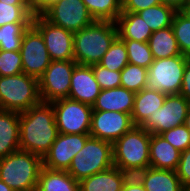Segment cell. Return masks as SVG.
Masks as SVG:
<instances>
[{
	"instance_id": "cell-1",
	"label": "cell",
	"mask_w": 190,
	"mask_h": 191,
	"mask_svg": "<svg viewBox=\"0 0 190 191\" xmlns=\"http://www.w3.org/2000/svg\"><path fill=\"white\" fill-rule=\"evenodd\" d=\"M20 150L43 157L49 152L59 132L52 104L40 102L19 113Z\"/></svg>"
},
{
	"instance_id": "cell-2",
	"label": "cell",
	"mask_w": 190,
	"mask_h": 191,
	"mask_svg": "<svg viewBox=\"0 0 190 191\" xmlns=\"http://www.w3.org/2000/svg\"><path fill=\"white\" fill-rule=\"evenodd\" d=\"M117 37L115 22L95 20L74 32V61L80 65L98 64Z\"/></svg>"
},
{
	"instance_id": "cell-3",
	"label": "cell",
	"mask_w": 190,
	"mask_h": 191,
	"mask_svg": "<svg viewBox=\"0 0 190 191\" xmlns=\"http://www.w3.org/2000/svg\"><path fill=\"white\" fill-rule=\"evenodd\" d=\"M151 134L141 126H133L113 143V163L129 175L150 167Z\"/></svg>"
},
{
	"instance_id": "cell-4",
	"label": "cell",
	"mask_w": 190,
	"mask_h": 191,
	"mask_svg": "<svg viewBox=\"0 0 190 191\" xmlns=\"http://www.w3.org/2000/svg\"><path fill=\"white\" fill-rule=\"evenodd\" d=\"M42 167L40 156L19 149L0 158V179L13 191H36Z\"/></svg>"
},
{
	"instance_id": "cell-5",
	"label": "cell",
	"mask_w": 190,
	"mask_h": 191,
	"mask_svg": "<svg viewBox=\"0 0 190 191\" xmlns=\"http://www.w3.org/2000/svg\"><path fill=\"white\" fill-rule=\"evenodd\" d=\"M40 102L37 78L24 73L0 76V109L21 113Z\"/></svg>"
},
{
	"instance_id": "cell-6",
	"label": "cell",
	"mask_w": 190,
	"mask_h": 191,
	"mask_svg": "<svg viewBox=\"0 0 190 191\" xmlns=\"http://www.w3.org/2000/svg\"><path fill=\"white\" fill-rule=\"evenodd\" d=\"M113 166V144L90 136L73 158L67 172L80 182Z\"/></svg>"
},
{
	"instance_id": "cell-7",
	"label": "cell",
	"mask_w": 190,
	"mask_h": 191,
	"mask_svg": "<svg viewBox=\"0 0 190 191\" xmlns=\"http://www.w3.org/2000/svg\"><path fill=\"white\" fill-rule=\"evenodd\" d=\"M188 56L154 59L148 68L146 88L166 95H176L181 91L183 74Z\"/></svg>"
},
{
	"instance_id": "cell-8",
	"label": "cell",
	"mask_w": 190,
	"mask_h": 191,
	"mask_svg": "<svg viewBox=\"0 0 190 191\" xmlns=\"http://www.w3.org/2000/svg\"><path fill=\"white\" fill-rule=\"evenodd\" d=\"M54 109L56 126L62 134H89L92 106L61 98L50 102Z\"/></svg>"
},
{
	"instance_id": "cell-9",
	"label": "cell",
	"mask_w": 190,
	"mask_h": 191,
	"mask_svg": "<svg viewBox=\"0 0 190 191\" xmlns=\"http://www.w3.org/2000/svg\"><path fill=\"white\" fill-rule=\"evenodd\" d=\"M77 63L74 60L51 61L38 79L41 102H52L68 98L71 77Z\"/></svg>"
},
{
	"instance_id": "cell-10",
	"label": "cell",
	"mask_w": 190,
	"mask_h": 191,
	"mask_svg": "<svg viewBox=\"0 0 190 191\" xmlns=\"http://www.w3.org/2000/svg\"><path fill=\"white\" fill-rule=\"evenodd\" d=\"M19 52L23 73L37 79L52 61L41 33L32 24L24 31Z\"/></svg>"
},
{
	"instance_id": "cell-11",
	"label": "cell",
	"mask_w": 190,
	"mask_h": 191,
	"mask_svg": "<svg viewBox=\"0 0 190 191\" xmlns=\"http://www.w3.org/2000/svg\"><path fill=\"white\" fill-rule=\"evenodd\" d=\"M189 109L190 101L184 96L180 94L166 95L163 106L150 115L141 127L150 134H161L166 130L184 124Z\"/></svg>"
},
{
	"instance_id": "cell-12",
	"label": "cell",
	"mask_w": 190,
	"mask_h": 191,
	"mask_svg": "<svg viewBox=\"0 0 190 191\" xmlns=\"http://www.w3.org/2000/svg\"><path fill=\"white\" fill-rule=\"evenodd\" d=\"M32 25L41 33L52 61L74 60V32L52 24L42 15L33 16Z\"/></svg>"
},
{
	"instance_id": "cell-13",
	"label": "cell",
	"mask_w": 190,
	"mask_h": 191,
	"mask_svg": "<svg viewBox=\"0 0 190 191\" xmlns=\"http://www.w3.org/2000/svg\"><path fill=\"white\" fill-rule=\"evenodd\" d=\"M42 16L52 24L72 32L80 31L95 21L82 0H59Z\"/></svg>"
},
{
	"instance_id": "cell-14",
	"label": "cell",
	"mask_w": 190,
	"mask_h": 191,
	"mask_svg": "<svg viewBox=\"0 0 190 191\" xmlns=\"http://www.w3.org/2000/svg\"><path fill=\"white\" fill-rule=\"evenodd\" d=\"M134 126L131 115L116 111H92L90 136L114 143Z\"/></svg>"
},
{
	"instance_id": "cell-15",
	"label": "cell",
	"mask_w": 190,
	"mask_h": 191,
	"mask_svg": "<svg viewBox=\"0 0 190 191\" xmlns=\"http://www.w3.org/2000/svg\"><path fill=\"white\" fill-rule=\"evenodd\" d=\"M89 137L90 134L59 133L49 152L43 157V166L52 170L67 171Z\"/></svg>"
},
{
	"instance_id": "cell-16",
	"label": "cell",
	"mask_w": 190,
	"mask_h": 191,
	"mask_svg": "<svg viewBox=\"0 0 190 191\" xmlns=\"http://www.w3.org/2000/svg\"><path fill=\"white\" fill-rule=\"evenodd\" d=\"M100 92L92 66L77 64L71 77L68 98L92 106Z\"/></svg>"
},
{
	"instance_id": "cell-17",
	"label": "cell",
	"mask_w": 190,
	"mask_h": 191,
	"mask_svg": "<svg viewBox=\"0 0 190 191\" xmlns=\"http://www.w3.org/2000/svg\"><path fill=\"white\" fill-rule=\"evenodd\" d=\"M135 93L124 87L101 90L93 111H116L132 114Z\"/></svg>"
},
{
	"instance_id": "cell-18",
	"label": "cell",
	"mask_w": 190,
	"mask_h": 191,
	"mask_svg": "<svg viewBox=\"0 0 190 191\" xmlns=\"http://www.w3.org/2000/svg\"><path fill=\"white\" fill-rule=\"evenodd\" d=\"M145 191H183L177 172L149 167L135 174Z\"/></svg>"
},
{
	"instance_id": "cell-19",
	"label": "cell",
	"mask_w": 190,
	"mask_h": 191,
	"mask_svg": "<svg viewBox=\"0 0 190 191\" xmlns=\"http://www.w3.org/2000/svg\"><path fill=\"white\" fill-rule=\"evenodd\" d=\"M181 152L173 147L160 134H151L150 167L166 170H177Z\"/></svg>"
},
{
	"instance_id": "cell-20",
	"label": "cell",
	"mask_w": 190,
	"mask_h": 191,
	"mask_svg": "<svg viewBox=\"0 0 190 191\" xmlns=\"http://www.w3.org/2000/svg\"><path fill=\"white\" fill-rule=\"evenodd\" d=\"M20 149L19 113L0 109V158Z\"/></svg>"
},
{
	"instance_id": "cell-21",
	"label": "cell",
	"mask_w": 190,
	"mask_h": 191,
	"mask_svg": "<svg viewBox=\"0 0 190 191\" xmlns=\"http://www.w3.org/2000/svg\"><path fill=\"white\" fill-rule=\"evenodd\" d=\"M129 174L118 167L93 174L79 182L80 191H121Z\"/></svg>"
},
{
	"instance_id": "cell-22",
	"label": "cell",
	"mask_w": 190,
	"mask_h": 191,
	"mask_svg": "<svg viewBox=\"0 0 190 191\" xmlns=\"http://www.w3.org/2000/svg\"><path fill=\"white\" fill-rule=\"evenodd\" d=\"M165 99L166 94L147 88L135 93L131 114L134 126H141L150 115L154 114L158 108L163 106Z\"/></svg>"
},
{
	"instance_id": "cell-23",
	"label": "cell",
	"mask_w": 190,
	"mask_h": 191,
	"mask_svg": "<svg viewBox=\"0 0 190 191\" xmlns=\"http://www.w3.org/2000/svg\"><path fill=\"white\" fill-rule=\"evenodd\" d=\"M115 24L120 39L148 42L153 33L138 13L122 12Z\"/></svg>"
},
{
	"instance_id": "cell-24",
	"label": "cell",
	"mask_w": 190,
	"mask_h": 191,
	"mask_svg": "<svg viewBox=\"0 0 190 191\" xmlns=\"http://www.w3.org/2000/svg\"><path fill=\"white\" fill-rule=\"evenodd\" d=\"M36 191H80L79 182L65 170L42 167Z\"/></svg>"
},
{
	"instance_id": "cell-25",
	"label": "cell",
	"mask_w": 190,
	"mask_h": 191,
	"mask_svg": "<svg viewBox=\"0 0 190 191\" xmlns=\"http://www.w3.org/2000/svg\"><path fill=\"white\" fill-rule=\"evenodd\" d=\"M154 59L181 55L178 42L171 26L152 33L148 41Z\"/></svg>"
},
{
	"instance_id": "cell-26",
	"label": "cell",
	"mask_w": 190,
	"mask_h": 191,
	"mask_svg": "<svg viewBox=\"0 0 190 191\" xmlns=\"http://www.w3.org/2000/svg\"><path fill=\"white\" fill-rule=\"evenodd\" d=\"M176 12L174 8L161 3L139 11L138 14L151 28L152 32H155L171 26Z\"/></svg>"
},
{
	"instance_id": "cell-27",
	"label": "cell",
	"mask_w": 190,
	"mask_h": 191,
	"mask_svg": "<svg viewBox=\"0 0 190 191\" xmlns=\"http://www.w3.org/2000/svg\"><path fill=\"white\" fill-rule=\"evenodd\" d=\"M94 20L113 21L122 13V0H82Z\"/></svg>"
},
{
	"instance_id": "cell-28",
	"label": "cell",
	"mask_w": 190,
	"mask_h": 191,
	"mask_svg": "<svg viewBox=\"0 0 190 191\" xmlns=\"http://www.w3.org/2000/svg\"><path fill=\"white\" fill-rule=\"evenodd\" d=\"M32 23H8L0 26V50L19 51L24 31Z\"/></svg>"
},
{
	"instance_id": "cell-29",
	"label": "cell",
	"mask_w": 190,
	"mask_h": 191,
	"mask_svg": "<svg viewBox=\"0 0 190 191\" xmlns=\"http://www.w3.org/2000/svg\"><path fill=\"white\" fill-rule=\"evenodd\" d=\"M148 69L128 63L120 71L121 87L134 93L146 88Z\"/></svg>"
},
{
	"instance_id": "cell-30",
	"label": "cell",
	"mask_w": 190,
	"mask_h": 191,
	"mask_svg": "<svg viewBox=\"0 0 190 191\" xmlns=\"http://www.w3.org/2000/svg\"><path fill=\"white\" fill-rule=\"evenodd\" d=\"M128 63L125 43L117 37L98 64L109 70L121 71Z\"/></svg>"
},
{
	"instance_id": "cell-31",
	"label": "cell",
	"mask_w": 190,
	"mask_h": 191,
	"mask_svg": "<svg viewBox=\"0 0 190 191\" xmlns=\"http://www.w3.org/2000/svg\"><path fill=\"white\" fill-rule=\"evenodd\" d=\"M31 5H11L0 1V26L8 23H32Z\"/></svg>"
},
{
	"instance_id": "cell-32",
	"label": "cell",
	"mask_w": 190,
	"mask_h": 191,
	"mask_svg": "<svg viewBox=\"0 0 190 191\" xmlns=\"http://www.w3.org/2000/svg\"><path fill=\"white\" fill-rule=\"evenodd\" d=\"M121 40L125 43L129 63L148 69L154 61L148 42Z\"/></svg>"
},
{
	"instance_id": "cell-33",
	"label": "cell",
	"mask_w": 190,
	"mask_h": 191,
	"mask_svg": "<svg viewBox=\"0 0 190 191\" xmlns=\"http://www.w3.org/2000/svg\"><path fill=\"white\" fill-rule=\"evenodd\" d=\"M171 27L181 54L190 57V20L180 11H177Z\"/></svg>"
},
{
	"instance_id": "cell-34",
	"label": "cell",
	"mask_w": 190,
	"mask_h": 191,
	"mask_svg": "<svg viewBox=\"0 0 190 191\" xmlns=\"http://www.w3.org/2000/svg\"><path fill=\"white\" fill-rule=\"evenodd\" d=\"M23 73L19 51L0 50V76H13Z\"/></svg>"
},
{
	"instance_id": "cell-35",
	"label": "cell",
	"mask_w": 190,
	"mask_h": 191,
	"mask_svg": "<svg viewBox=\"0 0 190 191\" xmlns=\"http://www.w3.org/2000/svg\"><path fill=\"white\" fill-rule=\"evenodd\" d=\"M160 135L180 152L190 147V131L184 124L166 130Z\"/></svg>"
},
{
	"instance_id": "cell-36",
	"label": "cell",
	"mask_w": 190,
	"mask_h": 191,
	"mask_svg": "<svg viewBox=\"0 0 190 191\" xmlns=\"http://www.w3.org/2000/svg\"><path fill=\"white\" fill-rule=\"evenodd\" d=\"M101 90L121 87L120 71H113L99 64L91 65Z\"/></svg>"
},
{
	"instance_id": "cell-37",
	"label": "cell",
	"mask_w": 190,
	"mask_h": 191,
	"mask_svg": "<svg viewBox=\"0 0 190 191\" xmlns=\"http://www.w3.org/2000/svg\"><path fill=\"white\" fill-rule=\"evenodd\" d=\"M176 172L183 188L190 187V147L181 152Z\"/></svg>"
},
{
	"instance_id": "cell-38",
	"label": "cell",
	"mask_w": 190,
	"mask_h": 191,
	"mask_svg": "<svg viewBox=\"0 0 190 191\" xmlns=\"http://www.w3.org/2000/svg\"><path fill=\"white\" fill-rule=\"evenodd\" d=\"M161 3L162 0H122V12L138 13Z\"/></svg>"
},
{
	"instance_id": "cell-39",
	"label": "cell",
	"mask_w": 190,
	"mask_h": 191,
	"mask_svg": "<svg viewBox=\"0 0 190 191\" xmlns=\"http://www.w3.org/2000/svg\"><path fill=\"white\" fill-rule=\"evenodd\" d=\"M59 0H30L33 16L42 15L48 8Z\"/></svg>"
},
{
	"instance_id": "cell-40",
	"label": "cell",
	"mask_w": 190,
	"mask_h": 191,
	"mask_svg": "<svg viewBox=\"0 0 190 191\" xmlns=\"http://www.w3.org/2000/svg\"><path fill=\"white\" fill-rule=\"evenodd\" d=\"M180 95L190 101V57L184 70Z\"/></svg>"
},
{
	"instance_id": "cell-41",
	"label": "cell",
	"mask_w": 190,
	"mask_h": 191,
	"mask_svg": "<svg viewBox=\"0 0 190 191\" xmlns=\"http://www.w3.org/2000/svg\"><path fill=\"white\" fill-rule=\"evenodd\" d=\"M121 191H145V188L135 175H129Z\"/></svg>"
},
{
	"instance_id": "cell-42",
	"label": "cell",
	"mask_w": 190,
	"mask_h": 191,
	"mask_svg": "<svg viewBox=\"0 0 190 191\" xmlns=\"http://www.w3.org/2000/svg\"><path fill=\"white\" fill-rule=\"evenodd\" d=\"M162 3L174 8L176 11H180L185 5V0H162Z\"/></svg>"
},
{
	"instance_id": "cell-43",
	"label": "cell",
	"mask_w": 190,
	"mask_h": 191,
	"mask_svg": "<svg viewBox=\"0 0 190 191\" xmlns=\"http://www.w3.org/2000/svg\"><path fill=\"white\" fill-rule=\"evenodd\" d=\"M1 2L11 3V5H31L30 0H0Z\"/></svg>"
},
{
	"instance_id": "cell-44",
	"label": "cell",
	"mask_w": 190,
	"mask_h": 191,
	"mask_svg": "<svg viewBox=\"0 0 190 191\" xmlns=\"http://www.w3.org/2000/svg\"><path fill=\"white\" fill-rule=\"evenodd\" d=\"M180 12L190 20V3L186 4Z\"/></svg>"
},
{
	"instance_id": "cell-45",
	"label": "cell",
	"mask_w": 190,
	"mask_h": 191,
	"mask_svg": "<svg viewBox=\"0 0 190 191\" xmlns=\"http://www.w3.org/2000/svg\"><path fill=\"white\" fill-rule=\"evenodd\" d=\"M0 191H13L4 181L0 179Z\"/></svg>"
},
{
	"instance_id": "cell-46",
	"label": "cell",
	"mask_w": 190,
	"mask_h": 191,
	"mask_svg": "<svg viewBox=\"0 0 190 191\" xmlns=\"http://www.w3.org/2000/svg\"><path fill=\"white\" fill-rule=\"evenodd\" d=\"M184 125L187 127V129L190 131V109L188 110L187 116L185 118Z\"/></svg>"
},
{
	"instance_id": "cell-47",
	"label": "cell",
	"mask_w": 190,
	"mask_h": 191,
	"mask_svg": "<svg viewBox=\"0 0 190 191\" xmlns=\"http://www.w3.org/2000/svg\"><path fill=\"white\" fill-rule=\"evenodd\" d=\"M183 191H190V187L183 188Z\"/></svg>"
},
{
	"instance_id": "cell-48",
	"label": "cell",
	"mask_w": 190,
	"mask_h": 191,
	"mask_svg": "<svg viewBox=\"0 0 190 191\" xmlns=\"http://www.w3.org/2000/svg\"><path fill=\"white\" fill-rule=\"evenodd\" d=\"M186 1V4H189L190 3V0H185Z\"/></svg>"
}]
</instances>
